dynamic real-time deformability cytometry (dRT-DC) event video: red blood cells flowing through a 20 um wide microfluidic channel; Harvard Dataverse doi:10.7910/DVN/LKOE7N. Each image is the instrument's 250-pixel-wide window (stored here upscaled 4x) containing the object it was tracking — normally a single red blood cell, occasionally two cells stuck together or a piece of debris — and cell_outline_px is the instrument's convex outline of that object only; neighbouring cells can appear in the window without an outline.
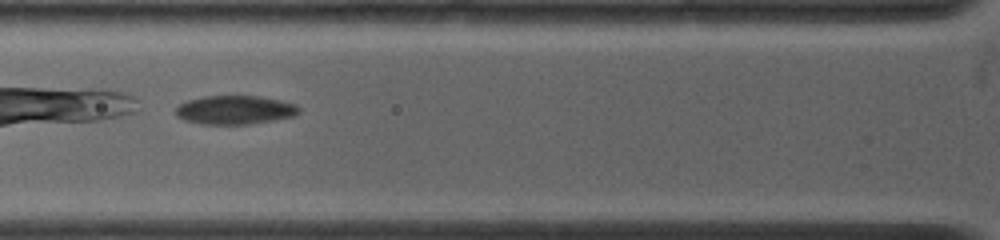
{"species": "common noctule bat (a hibernating species)", "species_latin": "Nyctalus noctula", "temperature_condition": "warm", "stored_images_in_passage": 3, "camera_frame_rate_fps": 4500, "um_per_image_px": 0.085, "animal": {"sex": "female", "body_mass_g": 19.0, "forearm_length_mm": 53.3}, "frame": {"image": 1, "passage_image": 2, "time_ms": 0.889, "image_size_px": [1000, 240], "cell_outline_px": [[300, 112], [296, 116], [276, 120], [248, 124], [200, 124], [184, 120], [176, 116], [176, 108], [180, 104], [188, 100], [204, 96], [260, 96], [280, 100], [296, 104], [300, 108]], "centroid_in_image_um": [20.0, 9.35], "position_along_channel_um": 105.8, "area_um2": 20.81}}